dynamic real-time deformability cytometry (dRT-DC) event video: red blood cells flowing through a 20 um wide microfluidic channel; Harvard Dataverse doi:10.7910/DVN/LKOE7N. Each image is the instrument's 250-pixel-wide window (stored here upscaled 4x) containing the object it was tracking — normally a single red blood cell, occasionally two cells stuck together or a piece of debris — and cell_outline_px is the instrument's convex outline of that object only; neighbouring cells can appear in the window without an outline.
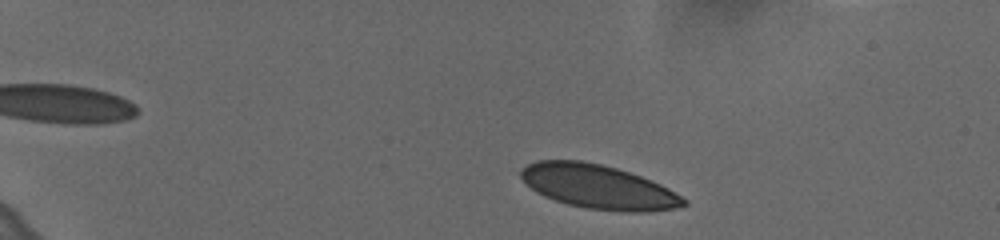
{"species": "human", "species_latin": "Homo sapiens", "temperature_condition": "cold", "stored_images_in_passage": 51, "camera_frame_rate_fps": 3000, "um_per_image_px": 0.085, "donor": {"sex": "female"}, "frame": {"image": 1, "passage_image": 3, "time_ms": 0.667, "image_size_px": [1000, 240], "cell_outline_px": [[688, 204], [672, 208], [648, 212], [628, 212], [584, 208], [568, 204], [544, 196], [536, 192], [520, 176], [520, 172], [528, 164], [536, 160], [580, 160], [600, 164], [616, 168], [640, 176], [660, 184], [668, 188], [688, 200]], "centroid_in_image_um": [50.86, 15.88], "position_along_channel_um": 34.1, "area_um2": 41.44}}
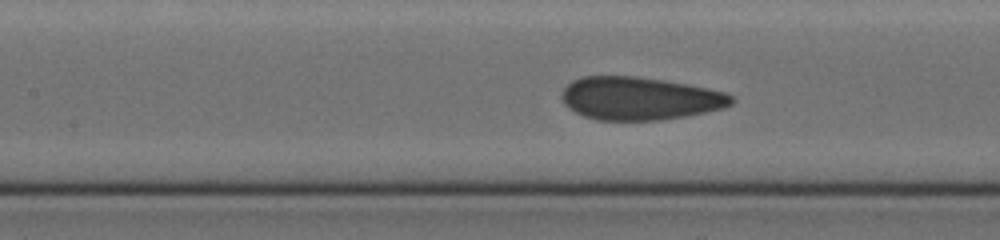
{"frame": {"image": 2, "passage_image": 21, "time_ms": 6.667, "image_size_px": [1000, 240], "cell_outline_px": [[736, 100], [732, 104], [724, 108], [684, 116], [660, 120], [596, 120], [584, 116], [568, 108], [564, 104], [560, 96], [564, 88], [572, 80], [584, 76], [636, 76], [664, 80], [724, 92], [732, 96]], "centroid_in_image_um": [54.33, 8.37], "position_along_channel_um": 153.1, "area_um2": 42.37}}
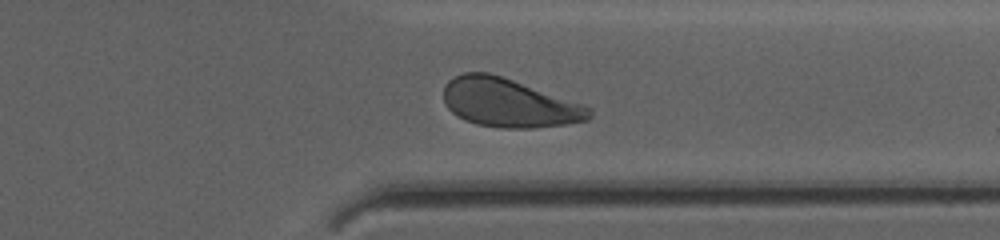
{"frame": {"image": 3, "passage_image": 39, "time_ms": 12.667, "image_size_px": [1000, 240], "cell_outline_px": [[592, 116], [588, 120], [564, 124], [532, 128], [500, 128], [476, 124], [464, 120], [456, 116], [448, 108], [444, 100], [444, 84], [448, 80], [464, 72], [488, 72], [584, 104], [592, 108]], "centroid_in_image_um": [43.24, 8.75], "position_along_channel_um": 368.2, "area_um2": 41.21}}